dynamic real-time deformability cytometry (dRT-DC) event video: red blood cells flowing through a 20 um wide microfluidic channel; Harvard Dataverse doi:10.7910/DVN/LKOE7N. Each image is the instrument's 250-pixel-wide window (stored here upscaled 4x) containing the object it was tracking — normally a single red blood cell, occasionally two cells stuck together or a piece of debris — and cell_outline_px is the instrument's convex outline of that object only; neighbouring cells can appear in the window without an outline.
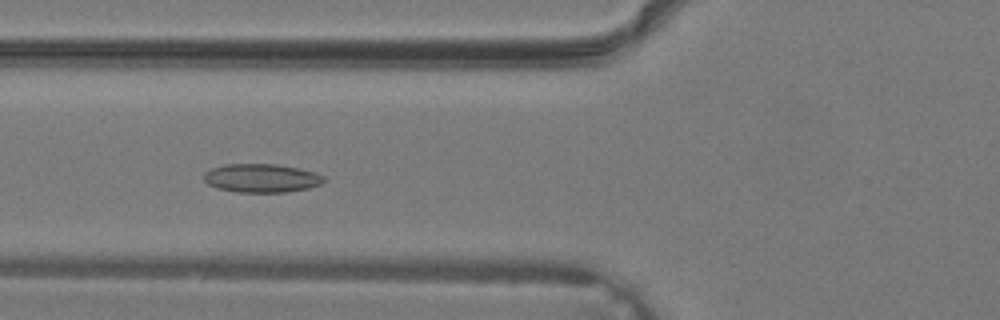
{"species": "common noctule bat (a hibernating species)", "species_latin": "Nyctalus noctula", "temperature_condition": "warm", "stored_images_in_passage": 31, "camera_frame_rate_fps": 3000, "um_per_image_px": 0.085, "animal": {"sex": "male", "body_mass_g": 19.2, "forearm_length_mm": 51.8}, "frame": {"image": 1, "passage_image": 7, "time_ms": 2.0, "image_size_px": [1000, 320], "cell_outline_px": [[324, 180], [320, 184], [308, 188], [288, 192], [236, 192], [216, 188], [208, 184], [204, 180], [204, 172], [212, 168], [224, 164], [276, 164], [316, 172], [324, 176]], "centroid_in_image_um": [22.2, 15.14], "position_along_channel_um": 103.6, "area_um2": 20.0}}
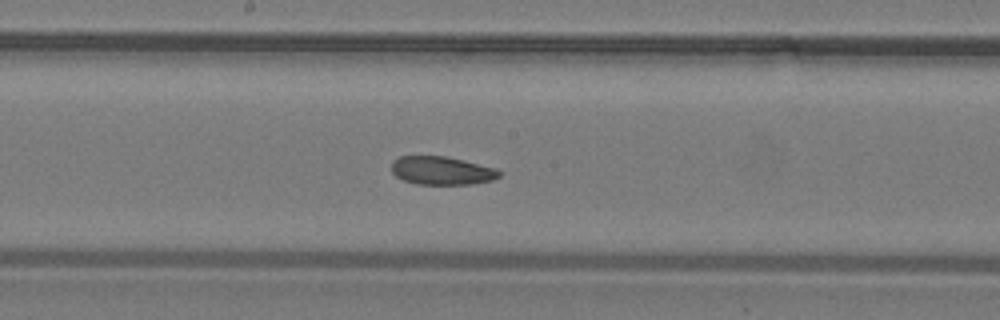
{"frame": {"image": 2, "passage_image": 13, "time_ms": 4.0, "image_size_px": [1000, 320], "cell_outline_px": [[500, 176], [492, 180], [472, 184], [416, 184], [404, 180], [396, 176], [392, 172], [392, 160], [400, 156], [444, 156], [496, 168], [500, 172]], "centroid_in_image_um": [37.52, 14.5], "position_along_channel_um": 210.7, "area_um2": 17.63}}
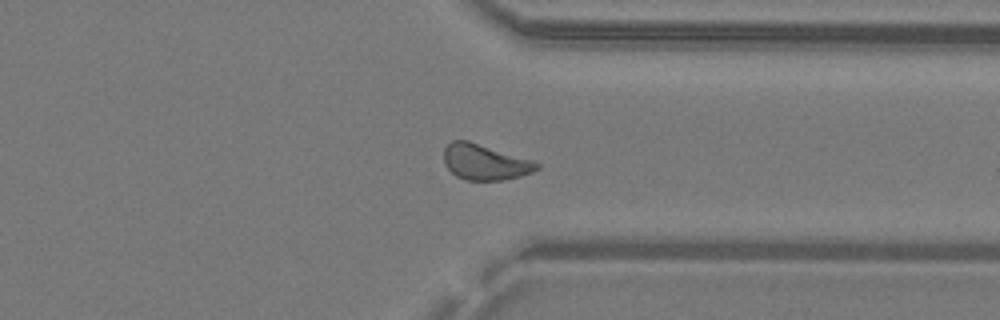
{"frame": {"image": 3, "passage_image": 22, "time_ms": 7.0, "image_size_px": [1000, 320], "cell_outline_px": [[540, 168], [532, 172], [520, 176], [504, 180], [468, 180], [456, 176], [448, 168], [444, 160], [444, 148], [452, 140], [468, 140], [532, 160], [540, 164]], "centroid_in_image_um": [41.22, 13.77], "position_along_channel_um": 370.2, "area_um2": 19.19}}